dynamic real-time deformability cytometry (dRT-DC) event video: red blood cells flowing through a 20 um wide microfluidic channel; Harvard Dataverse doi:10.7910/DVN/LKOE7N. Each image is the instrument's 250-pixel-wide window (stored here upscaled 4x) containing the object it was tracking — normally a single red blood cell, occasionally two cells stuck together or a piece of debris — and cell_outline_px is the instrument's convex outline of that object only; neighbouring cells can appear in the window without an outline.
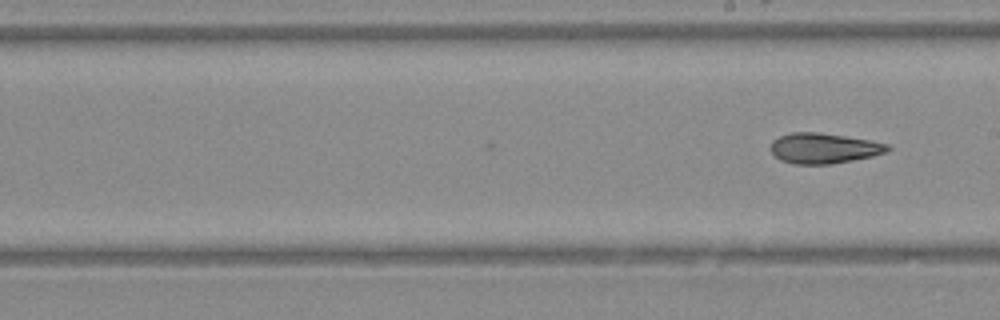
{"species": "Egyptian fruit bat (a non-hibernating species)", "species_latin": "Rousettus aegyptiacus", "temperature_condition": "warm", "stored_images_in_passage": 24, "camera_frame_rate_fps": 3000, "um_per_image_px": 0.085, "animal": {"sex": "female"}, "frame": {"image": 1, "passage_image": 24, "time_ms": 7.667, "image_size_px": [1000, 320], "cell_outline_px": [[892, 148], [884, 152], [872, 156], [832, 164], [796, 164], [780, 160], [772, 156], [768, 148], [772, 140], [780, 136], [792, 132], [816, 132], [844, 136], [868, 140], [888, 144]], "centroid_in_image_um": [69.94, 12.6], "position_along_channel_um": 219.1, "area_um2": 20.75}}